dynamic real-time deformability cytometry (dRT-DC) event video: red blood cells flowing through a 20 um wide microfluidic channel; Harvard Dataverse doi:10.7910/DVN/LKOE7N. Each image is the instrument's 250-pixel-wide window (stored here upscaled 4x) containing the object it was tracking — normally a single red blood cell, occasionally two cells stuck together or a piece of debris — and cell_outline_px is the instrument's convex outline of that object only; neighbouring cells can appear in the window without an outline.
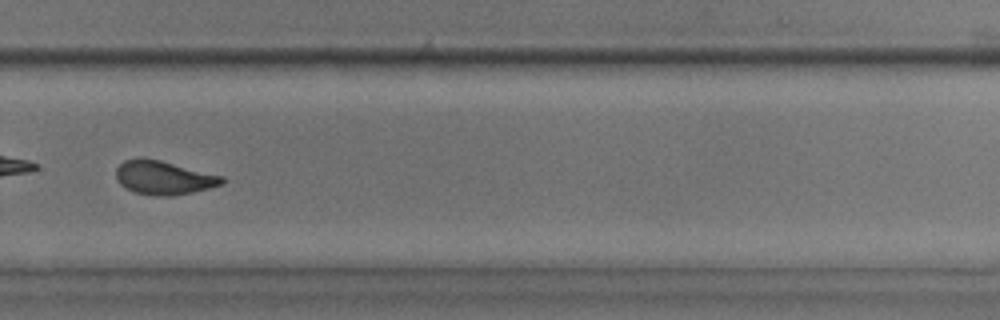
{"species": "common noctule bat (a hibernating species)", "species_latin": "Nyctalus noctula", "temperature_condition": "room temperature", "stored_images_in_passage": 35, "camera_frame_rate_fps": 3000, "um_per_image_px": 0.085, "animal": {"sex": "male", "body_mass_g": 17.9, "forearm_length_mm": 54.2}, "frame": {"image": 1, "passage_image": 20, "time_ms": 6.333, "image_size_px": [1000, 320], "cell_outline_px": [[224, 184], [192, 192], [168, 196], [156, 196], [136, 192], [120, 184], [116, 176], [116, 168], [124, 160], [160, 160], [224, 176]], "centroid_in_image_um": [13.96, 15.12], "position_along_channel_um": 315.8, "area_um2": 20.29}, "authors_computed_cell_mechanics": {"area_um2": 21.0392, "velocity_mm_per_s": 3.8975, "shape_relaxation_time_tau1_ms": 5.8037, "shape_relaxation_time_tau2_ms": 1.5244, "deformation_change_tau1": 0.1484, "deformation_change_tau2": 0.076}}